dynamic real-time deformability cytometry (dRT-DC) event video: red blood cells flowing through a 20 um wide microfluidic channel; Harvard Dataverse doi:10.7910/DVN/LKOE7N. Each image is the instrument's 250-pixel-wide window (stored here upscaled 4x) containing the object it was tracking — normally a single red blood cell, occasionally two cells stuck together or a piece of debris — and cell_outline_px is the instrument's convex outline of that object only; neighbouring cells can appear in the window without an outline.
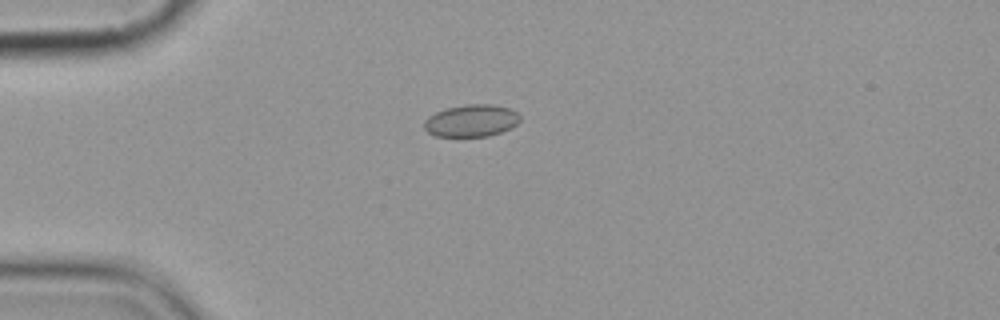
{"species": "common noctule bat (a hibernating species)", "species_latin": "Nyctalus noctula", "temperature_condition": "cold", "stored_images_in_passage": 7, "camera_frame_rate_fps": 3000, "um_per_image_px": 0.085, "animal": {"sex": "female", "body_mass_g": 19.9}, "frame": {"image": 1, "passage_image": 2, "time_ms": 1.333, "image_size_px": [1000, 320], "cell_outline_px": [[520, 120], [512, 128], [488, 136], [436, 136], [428, 132], [424, 128], [424, 120], [428, 116], [444, 108], [464, 104], [492, 104], [512, 108], [520, 116]], "centroid_in_image_um": [40.07, 10.24], "position_along_channel_um": 44.9, "area_um2": 18.15}}
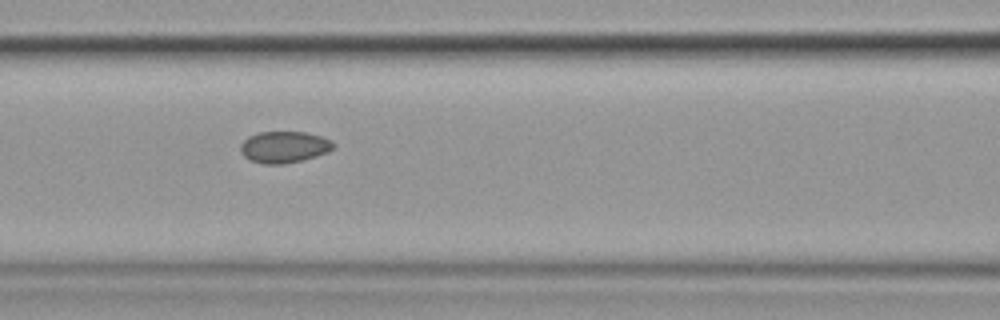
{"frame": {"image": 2, "passage_image": 5, "time_ms": 4.667, "image_size_px": [1000, 320], "cell_outline_px": [[336, 148], [328, 152], [316, 156], [284, 164], [264, 164], [252, 160], [244, 156], [240, 152], [240, 144], [248, 136], [260, 132], [304, 132], [324, 136], [332, 140], [336, 144]], "centroid_in_image_um": [24.2, 12.48], "position_along_channel_um": 142.4, "area_um2": 17.22}}
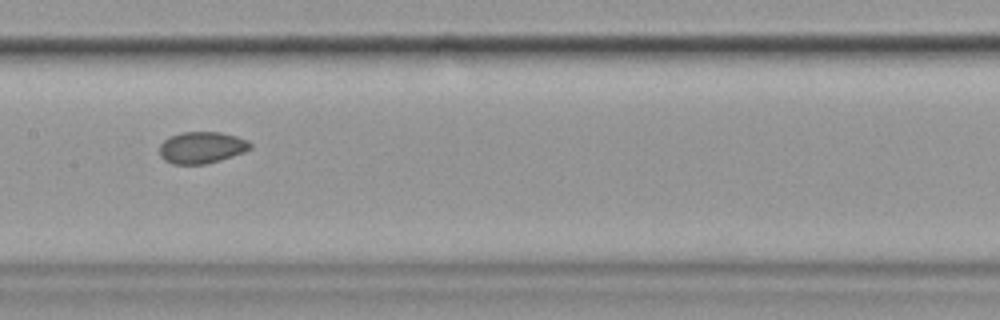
{"frame": {"image": 3, "passage_image": 6, "time_ms": 6.0, "image_size_px": [1000, 320], "cell_outline_px": [[252, 148], [244, 152], [220, 160], [204, 164], [172, 164], [164, 160], [160, 156], [160, 144], [168, 136], [180, 132], [220, 132], [236, 136], [248, 140], [252, 144]], "centroid_in_image_um": [17.13, 12.53], "position_along_channel_um": 190.3, "area_um2": 16.88}}